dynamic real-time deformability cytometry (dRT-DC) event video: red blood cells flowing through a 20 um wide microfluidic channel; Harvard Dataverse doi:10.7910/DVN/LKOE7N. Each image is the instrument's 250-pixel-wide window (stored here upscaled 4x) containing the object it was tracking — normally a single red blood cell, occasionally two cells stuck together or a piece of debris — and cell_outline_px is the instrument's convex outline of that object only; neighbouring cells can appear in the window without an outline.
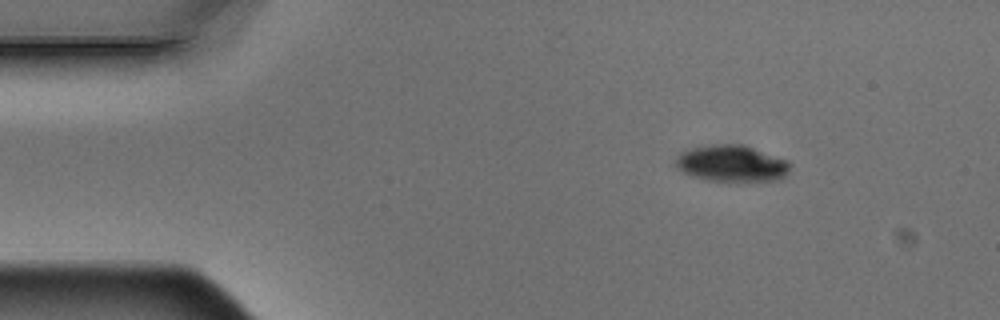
{"species": "Egyptian fruit bat (a non-hibernating species)", "species_latin": "Rousettus aegyptiacus", "temperature_condition": "warm", "stored_images_in_passage": 3, "camera_frame_rate_fps": 3000, "um_per_image_px": 0.085, "animal": {"sex": "male"}, "frame": {"image": 1, "passage_image": 1, "time_ms": 0.0, "image_size_px": [1000, 320], "cell_outline_px": [[792, 164], [788, 172], [780, 180], [708, 180], [692, 176], [684, 172], [676, 164], [676, 156], [684, 148], [712, 144], [744, 144], [788, 160]], "centroid_in_image_um": [62.19, 13.86], "position_along_channel_um": 22.8, "area_um2": 24.39}}